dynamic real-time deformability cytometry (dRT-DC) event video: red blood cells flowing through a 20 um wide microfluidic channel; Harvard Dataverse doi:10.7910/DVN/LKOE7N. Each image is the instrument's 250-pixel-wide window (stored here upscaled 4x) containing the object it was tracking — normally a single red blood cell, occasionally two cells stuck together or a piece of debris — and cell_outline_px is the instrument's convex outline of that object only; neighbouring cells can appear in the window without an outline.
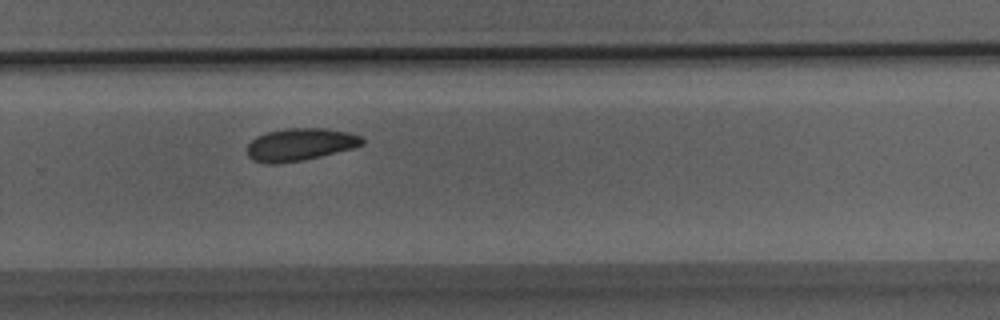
{"species": "Egyptian fruit bat (a non-hibernating species)", "species_latin": "Rousettus aegyptiacus", "temperature_condition": "room temperature", "stored_images_in_passage": 14, "camera_frame_rate_fps": 3000, "um_per_image_px": 0.085, "animal": {"sex": "male"}, "frame": {"image": 1, "passage_image": 14, "time_ms": 4.333, "image_size_px": [1000, 320], "cell_outline_px": [[364, 144], [356, 148], [304, 160], [276, 164], [264, 164], [252, 160], [248, 156], [248, 144], [256, 136], [268, 132], [284, 128], [324, 128], [348, 132], [360, 136], [364, 140]], "centroid_in_image_um": [25.52, 12.29], "position_along_channel_um": 304.3, "area_um2": 22.02}}